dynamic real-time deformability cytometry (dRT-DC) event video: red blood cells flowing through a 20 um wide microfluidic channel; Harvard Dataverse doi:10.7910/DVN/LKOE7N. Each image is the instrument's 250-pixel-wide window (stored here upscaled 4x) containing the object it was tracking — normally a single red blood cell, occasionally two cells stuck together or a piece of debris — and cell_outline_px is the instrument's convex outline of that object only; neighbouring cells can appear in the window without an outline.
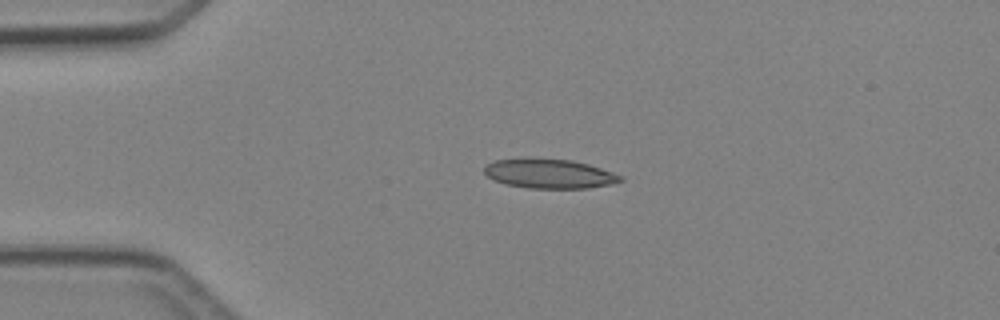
{"species": "Egyptian fruit bat (a non-hibernating species)", "species_latin": "Rousettus aegyptiacus", "temperature_condition": "cold", "stored_images_in_passage": 2, "camera_frame_rate_fps": 3000, "um_per_image_px": 0.085, "animal": {"sex": "female"}, "frame": {"image": 1, "passage_image": 1, "time_ms": 0.0, "image_size_px": [1000, 320], "cell_outline_px": [[624, 180], [612, 184], [588, 188], [528, 188], [504, 184], [488, 176], [484, 172], [484, 168], [488, 164], [496, 160], [520, 156], [532, 156], [572, 160], [588, 164], [624, 176]], "centroid_in_image_um": [46.68, 14.73], "position_along_channel_um": 38.3, "area_um2": 23.93}}